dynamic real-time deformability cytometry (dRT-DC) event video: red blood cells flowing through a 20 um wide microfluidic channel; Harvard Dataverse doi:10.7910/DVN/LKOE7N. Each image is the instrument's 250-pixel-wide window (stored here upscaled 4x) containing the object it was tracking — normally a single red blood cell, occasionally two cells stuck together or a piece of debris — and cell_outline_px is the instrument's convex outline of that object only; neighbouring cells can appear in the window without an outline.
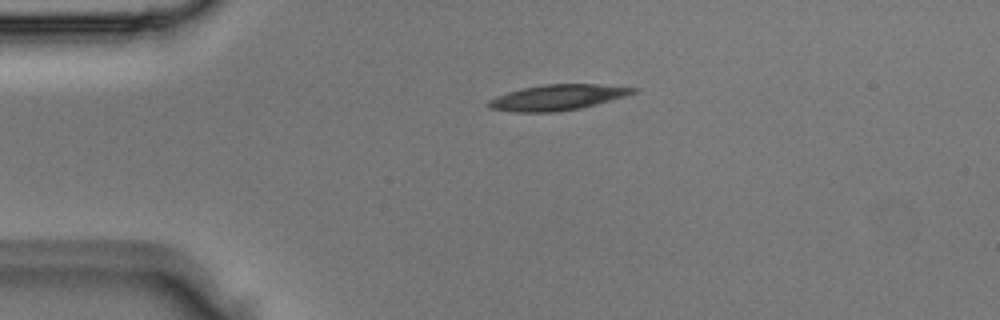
{"species": "Egyptian fruit bat (a non-hibernating species)", "species_latin": "Rousettus aegyptiacus", "temperature_condition": "room temperature", "stored_images_in_passage": 4, "camera_frame_rate_fps": 3000, "um_per_image_px": 0.085, "animal": {"sex": "male"}, "frame": {"image": 1, "passage_image": 4, "time_ms": 1.0, "image_size_px": [1000, 320], "cell_outline_px": [[636, 92], [624, 96], [596, 104], [580, 108], [556, 112], [512, 112], [488, 108], [484, 104], [488, 100], [496, 96], [520, 88], [544, 84], [596, 84], [636, 88]], "centroid_in_image_um": [47.28, 8.28], "position_along_channel_um": 37.7, "area_um2": 21.56}}